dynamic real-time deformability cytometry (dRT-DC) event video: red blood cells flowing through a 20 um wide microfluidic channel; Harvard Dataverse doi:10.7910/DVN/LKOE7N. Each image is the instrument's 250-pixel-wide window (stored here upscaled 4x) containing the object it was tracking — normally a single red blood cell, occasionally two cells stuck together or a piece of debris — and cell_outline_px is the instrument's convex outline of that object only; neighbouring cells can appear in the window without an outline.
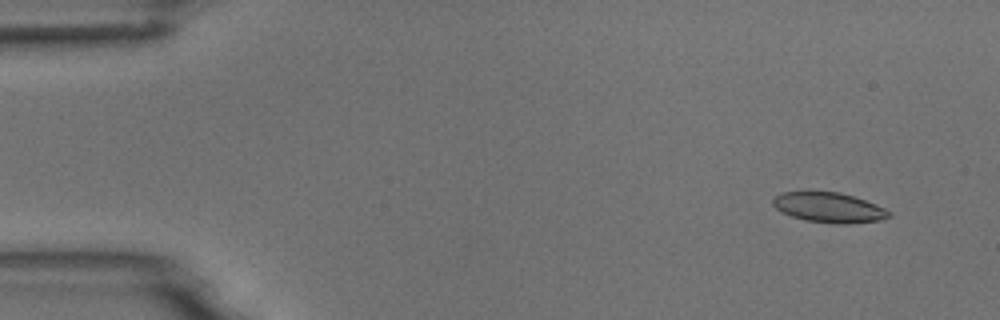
{"species": "common noctule bat (a hibernating species)", "species_latin": "Nyctalus noctula", "temperature_condition": "room temperature", "stored_images_in_passage": 4, "camera_frame_rate_fps": 3000, "um_per_image_px": 0.085, "animal": {"sex": "male", "body_mass_g": 18.8}, "frame": {"image": 1, "passage_image": 1, "time_ms": 0.0, "image_size_px": [1000, 320], "cell_outline_px": [[892, 216], [880, 220], [848, 224], [836, 224], [804, 220], [792, 216], [776, 208], [772, 204], [772, 196], [784, 192], [840, 192], [876, 204], [892, 212]], "centroid_in_image_um": [70.47, 17.64], "position_along_channel_um": 14.5, "area_um2": 20.29}}
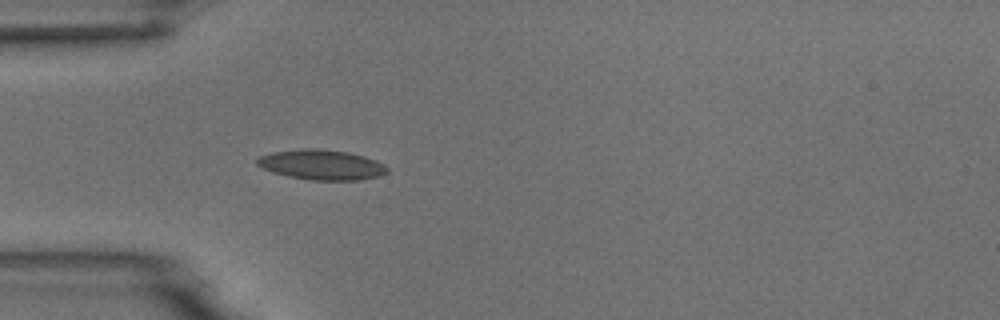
{"frame": {"image": 2, "passage_image": 4, "time_ms": 4.0, "image_size_px": [1000, 320], "cell_outline_px": [[388, 172], [380, 176], [360, 180], [312, 180], [288, 176], [272, 172], [256, 164], [256, 160], [260, 156], [272, 152], [300, 148], [316, 148], [348, 152], [364, 156], [376, 160], [384, 164], [388, 168]], "centroid_in_image_um": [27.35, 14.0], "position_along_channel_um": 57.6, "area_um2": 22.89}}